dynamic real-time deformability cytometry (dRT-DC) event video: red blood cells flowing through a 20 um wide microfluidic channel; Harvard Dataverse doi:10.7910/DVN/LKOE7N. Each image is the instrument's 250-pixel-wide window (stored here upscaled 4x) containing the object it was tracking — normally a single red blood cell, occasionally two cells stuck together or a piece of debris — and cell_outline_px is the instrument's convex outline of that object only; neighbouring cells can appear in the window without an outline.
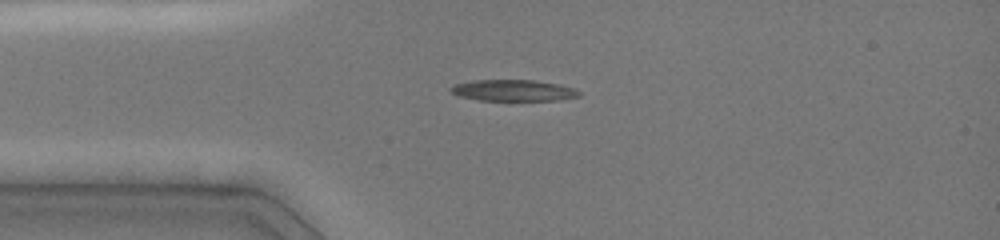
{"species": "common noctule bat (a hibernating species)", "species_latin": "Nyctalus noctula", "temperature_condition": "cold", "stored_images_in_passage": 42, "camera_frame_rate_fps": 3000, "um_per_image_px": 0.085, "animal": {"sex": "female", "body_mass_g": 19.0, "forearm_length_mm": 51.5}, "frame": {"image": 1, "passage_image": 1, "time_ms": 0.0, "image_size_px": [1000, 240], "cell_outline_px": [[580, 96], [560, 100], [480, 100], [460, 96], [452, 92], [448, 88], [452, 84], [472, 80], [536, 80], [560, 84], [572, 88], [580, 92]], "centroid_in_image_um": [43.61, 7.67], "position_along_channel_um": 41.4, "area_um2": 15.95}}
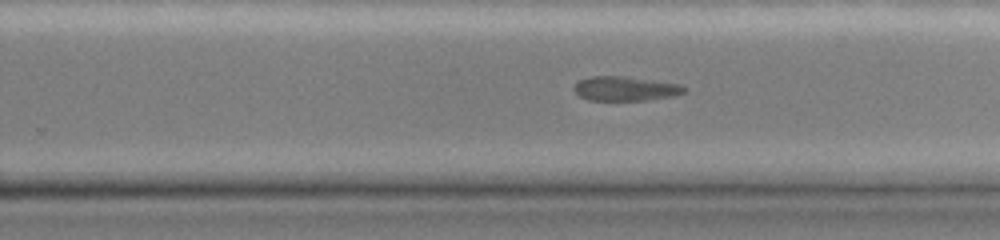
{"frame": {"image": 2, "passage_image": 30, "time_ms": 6.333, "image_size_px": [1000, 240], "cell_outline_px": [[688, 92], [672, 96], [648, 100], [588, 100], [580, 96], [572, 88], [580, 80], [592, 76], [624, 76], [680, 84], [688, 88]], "centroid_in_image_um": [53.2, 7.53], "position_along_channel_um": 276.6, "area_um2": 15.66}}
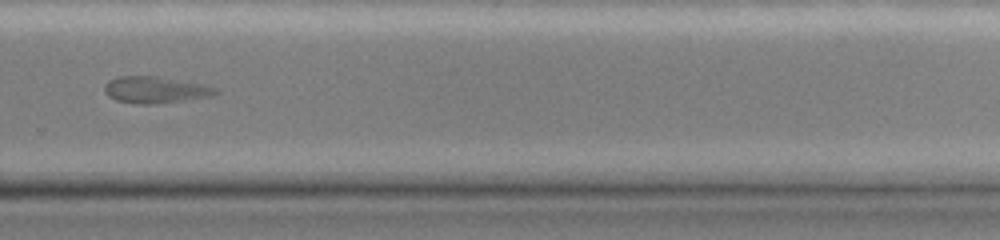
{"frame": {"image": 3, "passage_image": 36, "time_ms": 7.333, "image_size_px": [1000, 240], "cell_outline_px": [[220, 92], [212, 96], [184, 100], [152, 104], [136, 104], [116, 100], [108, 96], [104, 92], [104, 84], [108, 80], [120, 76], [156, 76], [208, 84], [216, 88]], "centroid_in_image_um": [13.22, 7.62], "position_along_channel_um": 316.6, "area_um2": 17.46}}